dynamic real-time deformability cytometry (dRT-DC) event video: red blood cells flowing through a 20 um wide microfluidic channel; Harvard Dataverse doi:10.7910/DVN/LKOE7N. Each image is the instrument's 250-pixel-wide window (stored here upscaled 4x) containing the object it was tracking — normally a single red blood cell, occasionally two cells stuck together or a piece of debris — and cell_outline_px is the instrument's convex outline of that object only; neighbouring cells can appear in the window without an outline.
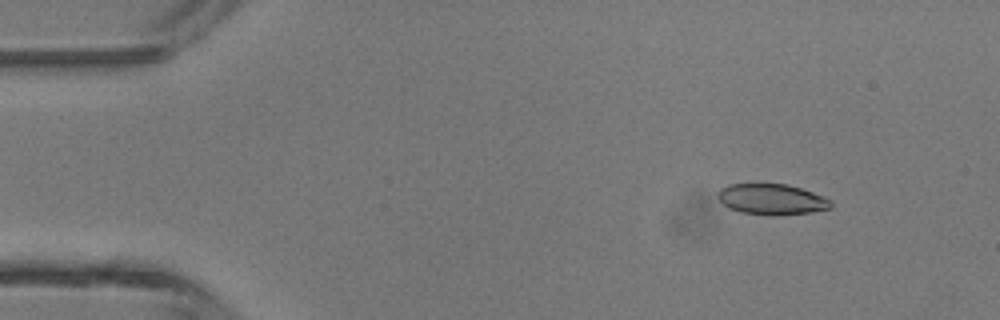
{"species": "common noctule bat (a hibernating species)", "species_latin": "Nyctalus noctula", "temperature_condition": "room temperature", "stored_images_in_passage": 5, "camera_frame_rate_fps": 3000, "um_per_image_px": 0.085, "animal": {"sex": "male", "body_mass_g": 13.3}, "frame": {"image": 1, "passage_image": 2, "time_ms": 0.333, "image_size_px": [1000, 320], "cell_outline_px": [[832, 208], [812, 212], [776, 216], [772, 216], [740, 212], [728, 208], [716, 196], [716, 192], [720, 188], [728, 184], [788, 184], [824, 196], [832, 200]], "centroid_in_image_um": [65.59, 16.95], "position_along_channel_um": 19.4, "area_um2": 20.58}}